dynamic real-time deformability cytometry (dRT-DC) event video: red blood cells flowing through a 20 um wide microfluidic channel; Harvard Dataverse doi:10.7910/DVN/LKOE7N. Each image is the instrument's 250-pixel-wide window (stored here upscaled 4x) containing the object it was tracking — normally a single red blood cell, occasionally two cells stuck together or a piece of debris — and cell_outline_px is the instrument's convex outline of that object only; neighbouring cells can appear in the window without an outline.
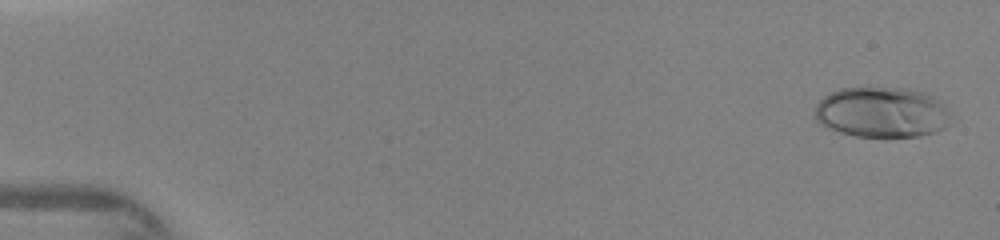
{"species": "human", "species_latin": "Homo sapiens", "temperature_condition": "warm", "stored_images_in_passage": 60, "camera_frame_rate_fps": 3000, "um_per_image_px": 0.085, "donor": {"sex": "female"}, "frame": {"image": 1, "passage_image": 2, "time_ms": 0.333, "image_size_px": [1000, 240], "cell_outline_px": [[952, 120], [944, 128], [936, 132], [920, 136], [884, 140], [856, 136], [840, 132], [828, 128], [816, 120], [816, 104], [824, 96], [840, 88], [908, 88], [924, 92], [940, 100], [952, 116]], "centroid_in_image_um": [75.01, 9.59], "position_along_channel_um": 10.0, "area_um2": 40.98}}
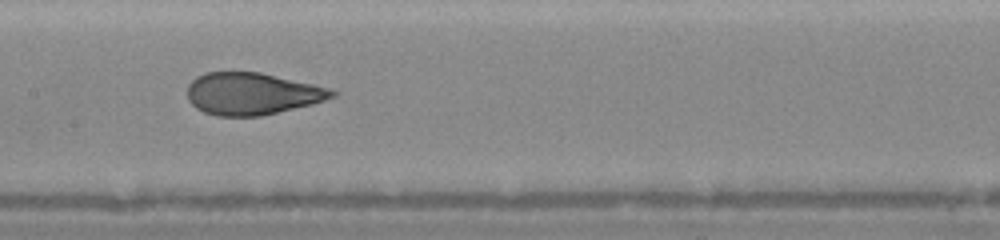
{"frame": {"image": 2, "passage_image": 32, "time_ms": 7.667, "image_size_px": [1000, 240], "cell_outline_px": [[336, 96], [312, 104], [260, 116], [216, 116], [204, 112], [196, 108], [188, 100], [188, 84], [196, 76], [208, 72], [260, 72], [312, 84], [328, 88], [336, 92]], "centroid_in_image_um": [21.39, 7.97], "position_along_channel_um": 186.0, "area_um2": 35.26}}
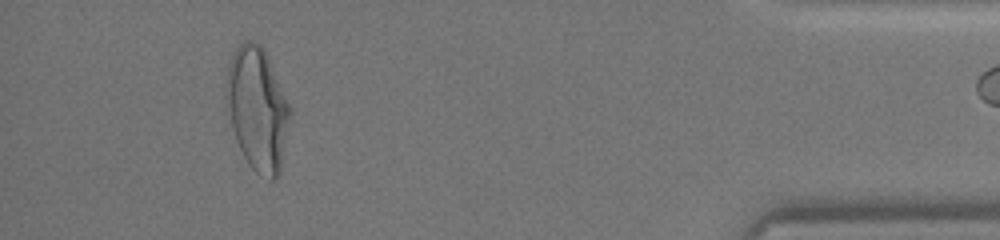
{"frame": {"image": 3, "passage_image": 58, "time_ms": 14.0, "image_size_px": [1000, 240], "cell_outline_px": [[292, 112], [280, 172], [272, 180], [268, 180], [260, 176], [248, 164], [236, 140], [224, 112], [224, 96], [228, 64], [232, 52], [244, 40], [252, 40], [260, 44], [264, 48], [268, 56], [292, 108]], "centroid_in_image_um": [21.85, 9.23], "position_along_channel_um": 413.3, "area_um2": 47.05}}